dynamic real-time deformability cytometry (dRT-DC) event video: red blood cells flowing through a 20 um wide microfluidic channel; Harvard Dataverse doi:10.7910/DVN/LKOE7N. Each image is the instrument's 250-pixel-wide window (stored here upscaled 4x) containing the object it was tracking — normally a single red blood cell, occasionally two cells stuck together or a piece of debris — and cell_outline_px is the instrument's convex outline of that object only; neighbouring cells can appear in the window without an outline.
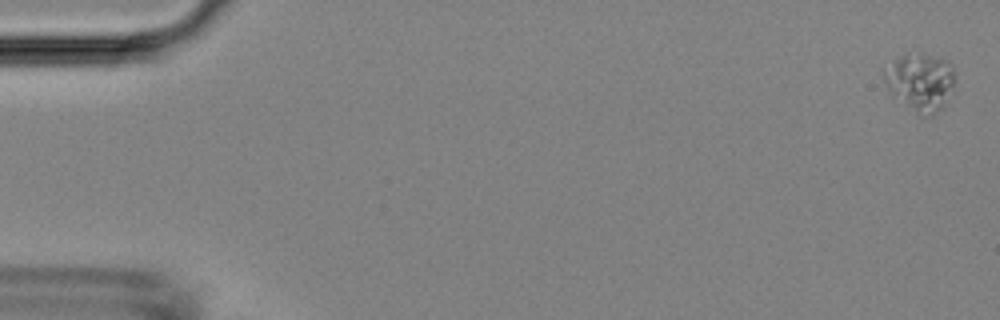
{"species": "Egyptian fruit bat (a non-hibernating species)", "species_latin": "Rousettus aegyptiacus", "temperature_condition": "room temperature", "stored_images_in_passage": 6, "camera_frame_rate_fps": 3000, "um_per_image_px": 0.085, "animal": {"sex": "female"}, "frame": {"image": 1, "passage_image": 1, "time_ms": 0.0, "image_size_px": [1000, 320], "cell_outline_px": [[956, 80], [944, 108], [932, 116], [920, 116], [892, 96], [884, 84], [880, 68], [880, 64], [900, 56], [940, 56], [948, 60], [952, 64], [956, 72]], "centroid_in_image_um": [78.19, 6.99], "position_along_channel_um": 6.8, "area_um2": 24.8}}
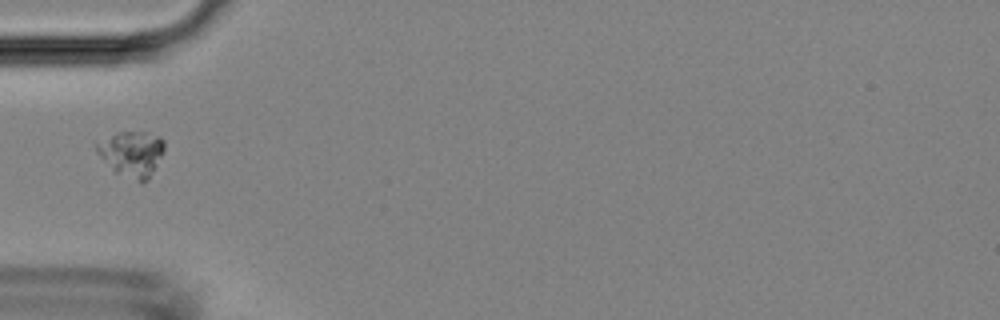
{"frame": {"image": 2, "passage_image": 5, "time_ms": 5.333, "image_size_px": [1000, 320], "cell_outline_px": [[164, 152], [148, 180], [140, 184], [116, 172], [96, 152], [92, 144], [120, 132], [140, 132], [160, 136], [164, 140]], "centroid_in_image_um": [11.21, 13.08], "position_along_channel_um": 73.8, "area_um2": 17.92}}